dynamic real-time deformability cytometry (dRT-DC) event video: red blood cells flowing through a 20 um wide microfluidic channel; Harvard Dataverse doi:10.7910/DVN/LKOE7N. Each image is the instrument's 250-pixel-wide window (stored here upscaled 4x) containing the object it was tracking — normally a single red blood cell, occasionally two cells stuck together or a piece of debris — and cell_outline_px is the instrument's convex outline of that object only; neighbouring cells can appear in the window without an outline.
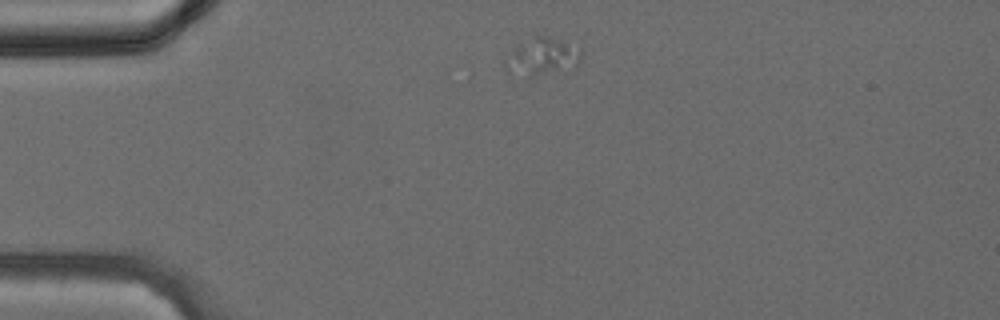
{"species": "common noctule bat (a hibernating species)", "species_latin": "Nyctalus noctula", "temperature_condition": "cold", "stored_images_in_passage": 10, "camera_frame_rate_fps": 3000, "um_per_image_px": 0.085, "animal": {"sex": "female", "body_mass_g": 24.6, "forearm_length_mm": 56.2}, "frame": {"image": 1, "passage_image": 1, "time_ms": 0.0, "image_size_px": [1000, 320], "cell_outline_px": [[580, 64], [576, 68], [532, 76], [508, 72], [504, 68], [504, 60], [512, 48], [516, 44], [532, 36], [548, 36], [560, 40], [580, 48]], "centroid_in_image_um": [46.06, 4.81], "position_along_channel_um": 38.9, "area_um2": 16.76}}
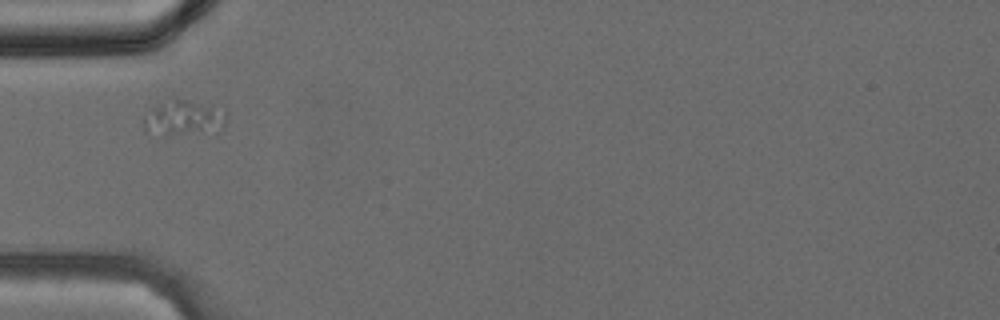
{"frame": {"image": 2, "passage_image": 5, "time_ms": 1.333, "image_size_px": [1000, 320], "cell_outline_px": [[224, 128], [220, 132], [168, 132], [144, 128], [144, 120], [152, 108], [156, 104], [176, 100], [188, 100], [224, 116]], "centroid_in_image_um": [15.59, 10.03], "position_along_channel_um": 69.4, "area_um2": 14.74}}
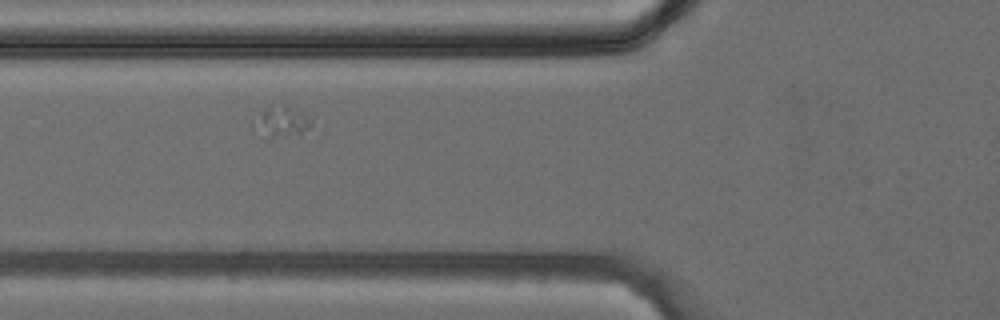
{"frame": {"image": 3, "passage_image": 7, "time_ms": 2.0, "image_size_px": [1000, 320], "cell_outline_px": [[324, 132], [300, 136], [268, 140], [252, 128], [252, 124], [264, 108], [268, 104], [284, 100], [312, 116], [324, 128]], "centroid_in_image_um": [24.24, 10.37], "position_along_channel_um": 101.6, "area_um2": 13.29}}